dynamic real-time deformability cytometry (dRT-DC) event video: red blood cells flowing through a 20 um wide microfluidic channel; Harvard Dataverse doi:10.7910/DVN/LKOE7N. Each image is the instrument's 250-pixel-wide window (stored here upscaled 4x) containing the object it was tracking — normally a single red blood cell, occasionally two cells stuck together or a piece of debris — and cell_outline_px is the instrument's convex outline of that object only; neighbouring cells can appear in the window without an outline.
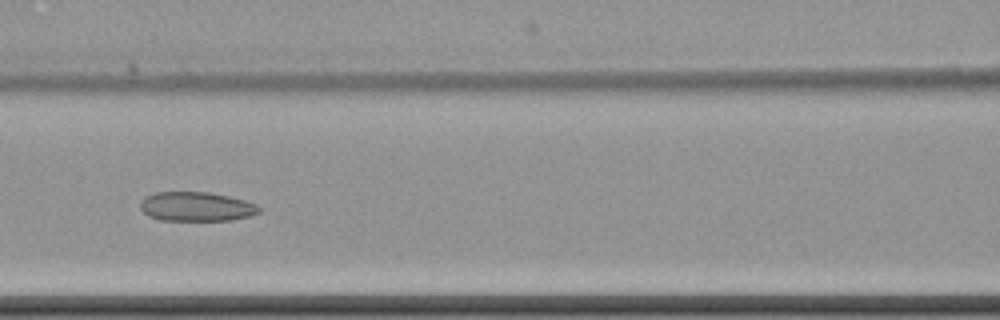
{"species": "common noctule bat (a hibernating species)", "species_latin": "Nyctalus noctula", "temperature_condition": "cold", "stored_images_in_passage": 10, "camera_frame_rate_fps": 3000, "um_per_image_px": 0.085, "animal": {"sex": "female", "body_mass_g": 22.7, "forearm_length_mm": 54.2}, "frame": {"image": 1, "passage_image": 7, "time_ms": 7.667, "image_size_px": [1000, 320], "cell_outline_px": [[260, 212], [252, 216], [232, 220], [160, 220], [148, 216], [140, 208], [140, 200], [144, 196], [156, 192], [208, 192], [228, 196], [244, 200], [256, 204], [260, 208]], "centroid_in_image_um": [16.68, 17.56], "position_along_channel_um": 149.9, "area_um2": 20.4}}
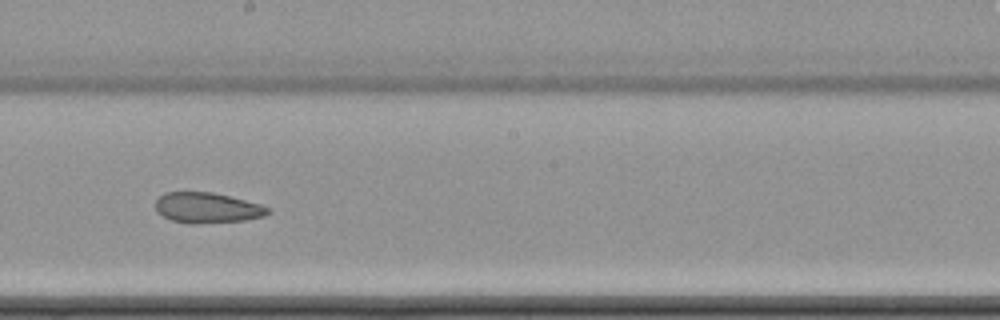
{"frame": {"image": 2, "passage_image": 9, "time_ms": 10.0, "image_size_px": [1000, 320], "cell_outline_px": [[272, 212], [264, 216], [244, 220], [196, 224], [188, 224], [172, 220], [156, 212], [156, 200], [164, 192], [212, 192], [260, 204], [268, 208]], "centroid_in_image_um": [17.59, 17.67], "position_along_channel_um": 230.6, "area_um2": 19.88}}
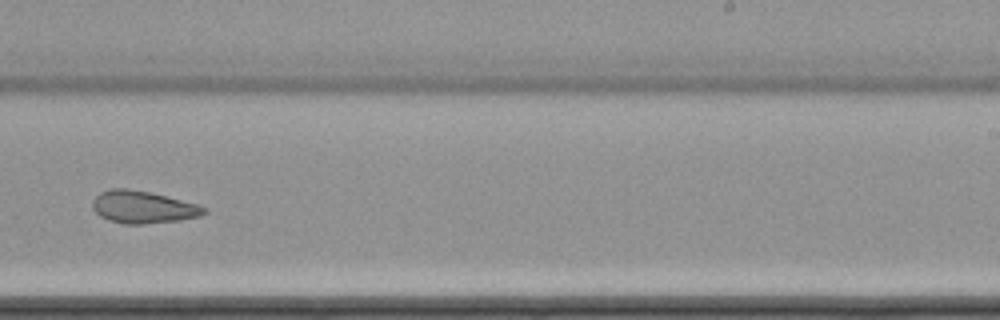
{"frame": {"image": 3, "passage_image": 10, "time_ms": 11.333, "image_size_px": [1000, 320], "cell_outline_px": [[208, 212], [200, 216], [180, 220], [144, 224], [124, 224], [108, 220], [100, 216], [92, 208], [92, 200], [100, 192], [112, 188], [128, 188], [152, 192], [196, 204], [208, 208]], "centroid_in_image_um": [12.15, 17.6], "position_along_channel_um": 276.9, "area_um2": 21.21}}